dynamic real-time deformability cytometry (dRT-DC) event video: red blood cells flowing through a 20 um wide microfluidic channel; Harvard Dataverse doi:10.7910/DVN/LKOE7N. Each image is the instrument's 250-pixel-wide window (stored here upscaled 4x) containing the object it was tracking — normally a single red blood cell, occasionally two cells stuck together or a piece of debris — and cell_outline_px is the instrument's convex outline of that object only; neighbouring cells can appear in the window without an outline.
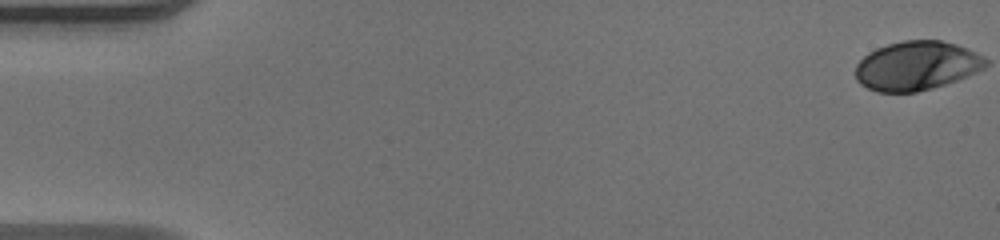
{"species": "human", "species_latin": "Homo sapiens", "temperature_condition": "warm", "stored_images_in_passage": 52, "camera_frame_rate_fps": 3000, "um_per_image_px": 0.085, "donor": {"sex": "male"}, "frame": {"image": 1, "passage_image": 1, "time_ms": 0.0, "image_size_px": [1000, 240], "cell_outline_px": [[968, 56], [956, 76], [940, 84], [912, 92], [880, 92], [868, 88], [856, 76], [856, 68], [860, 60], [872, 52], [880, 48], [892, 44], [908, 40], [936, 40], [952, 44], [968, 52]], "centroid_in_image_um": [77.41, 5.59], "position_along_channel_um": 7.6, "area_um2": 32.02}}
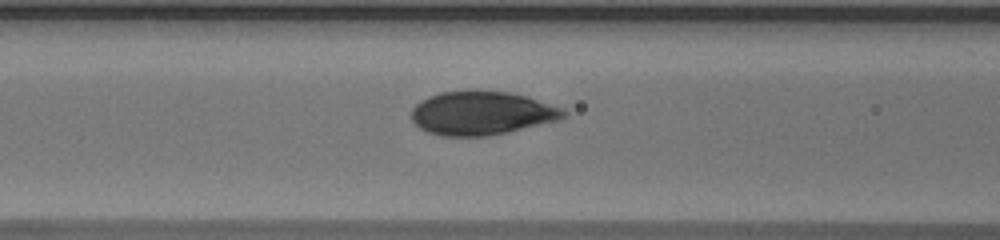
{"frame": {"image": 2, "passage_image": 22, "time_ms": 7.0, "image_size_px": [1000, 240], "cell_outline_px": [[560, 116], [500, 132], [468, 136], [436, 132], [424, 128], [412, 116], [412, 112], [424, 100], [448, 92], [500, 92], [520, 96], [532, 100], [552, 108], [560, 112]], "centroid_in_image_um": [40.77, 9.6], "position_along_channel_um": 125.8, "area_um2": 33.7}}
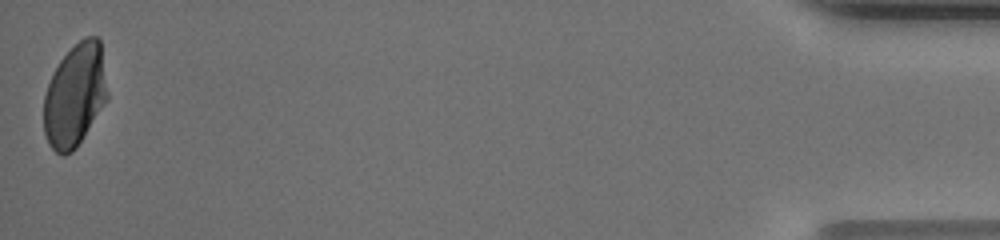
{"frame": {"image": 3, "passage_image": 52, "time_ms": 17.0, "image_size_px": [1000, 240], "cell_outline_px": [[104, 100], [80, 140], [68, 152], [56, 152], [52, 148], [48, 140], [44, 128], [44, 100], [48, 84], [56, 68], [64, 56], [80, 40], [88, 36], [96, 36], [100, 40], [104, 96]], "centroid_in_image_um": [6.29, 8.06], "position_along_channel_um": 428.9, "area_um2": 35.49}, "authors_computed_cell_mechanics": {"area_um2": 33.5529, "velocity_mm_per_s": 3.9778, "shape_relaxation_time_tau1_ms": 3.61, "shape_relaxation_time_tau2_ms": null, "deformation_change_tau1": 0.16, "deformation_change_tau2": null}}